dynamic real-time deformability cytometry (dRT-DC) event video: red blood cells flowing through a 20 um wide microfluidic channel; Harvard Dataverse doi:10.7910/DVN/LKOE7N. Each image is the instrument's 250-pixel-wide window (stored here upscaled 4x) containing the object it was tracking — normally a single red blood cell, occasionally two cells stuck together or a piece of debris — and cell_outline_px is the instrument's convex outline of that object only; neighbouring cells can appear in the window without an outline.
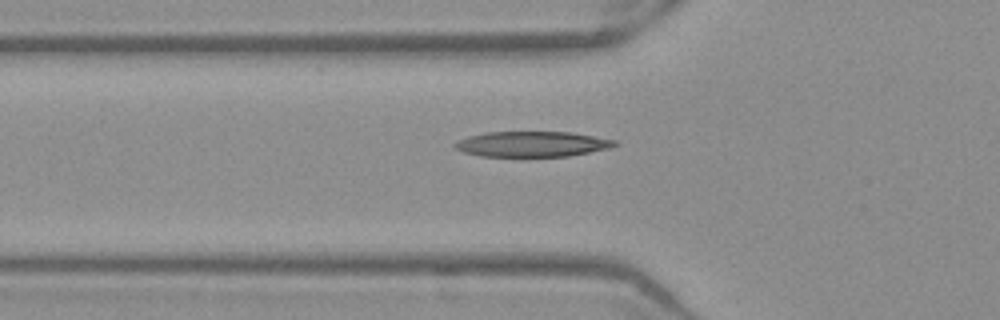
{"species": "Egyptian fruit bat (a non-hibernating species)", "species_latin": "Rousettus aegyptiacus", "temperature_condition": "warm", "stored_images_in_passage": 47, "camera_frame_rate_fps": 3000, "um_per_image_px": 0.085, "frame": {"image": 1, "passage_image": 14, "time_ms": 4.333, "image_size_px": [1000, 320], "cell_outline_px": [[620, 144], [608, 148], [568, 156], [480, 156], [464, 152], [456, 148], [452, 144], [468, 136], [484, 132], [572, 132], [616, 140]], "centroid_in_image_um": [45.23, 12.24], "position_along_channel_um": 80.6, "area_um2": 23.52}}
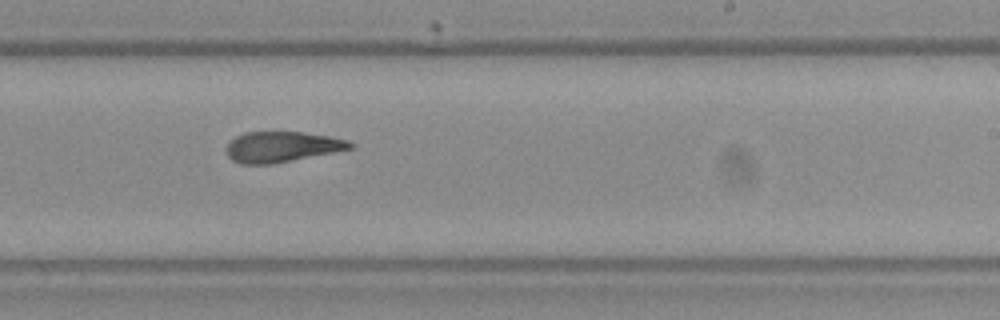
{"frame": {"image": 2, "passage_image": 28, "time_ms": 9.0, "image_size_px": [1000, 320], "cell_outline_px": [[356, 148], [336, 152], [272, 164], [240, 164], [232, 160], [228, 156], [228, 144], [236, 136], [244, 132], [304, 132], [328, 136], [348, 140], [356, 144]], "centroid_in_image_um": [24.03, 12.48], "position_along_channel_um": 265.0, "area_um2": 22.14}}
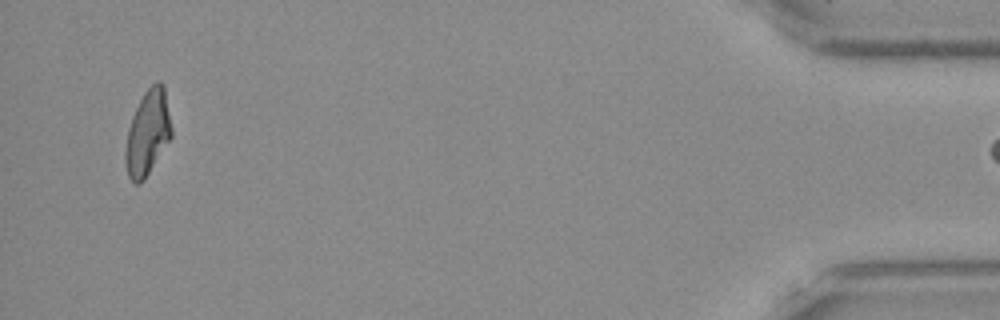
{"frame": {"image": 3, "passage_image": 46, "time_ms": 15.0, "image_size_px": [1000, 320], "cell_outline_px": [[172, 136], [144, 180], [140, 184], [136, 184], [128, 176], [124, 160], [124, 152], [128, 128], [132, 116], [144, 92], [156, 80], [160, 80], [164, 84], [172, 128]], "centroid_in_image_um": [12.55, 11.27], "position_along_channel_um": 422.6, "area_um2": 22.95}}